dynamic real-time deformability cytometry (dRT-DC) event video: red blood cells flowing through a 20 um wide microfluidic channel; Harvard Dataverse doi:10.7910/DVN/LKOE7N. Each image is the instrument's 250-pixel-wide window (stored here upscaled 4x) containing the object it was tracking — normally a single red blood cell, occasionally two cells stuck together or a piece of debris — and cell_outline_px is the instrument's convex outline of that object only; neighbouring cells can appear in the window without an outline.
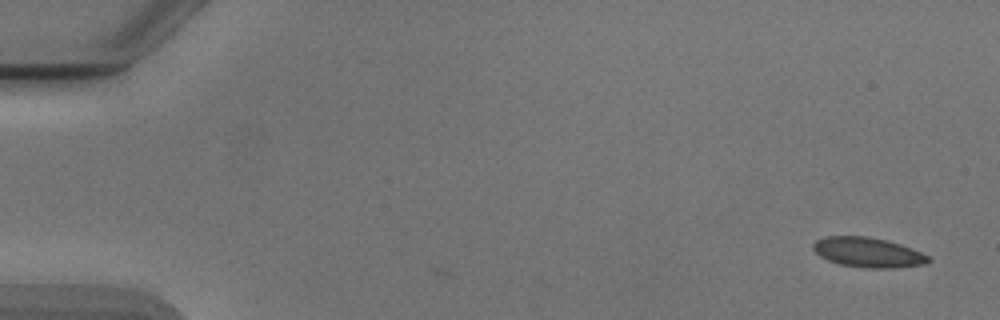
{"species": "Egyptian fruit bat (a non-hibernating species)", "species_latin": "Rousettus aegyptiacus", "temperature_condition": "cold", "stored_images_in_passage": 9, "camera_frame_rate_fps": 3000, "um_per_image_px": 0.085, "animal": {"sex": "male"}, "frame": {"image": 1, "passage_image": 1, "time_ms": 0.0, "image_size_px": [1000, 320], "cell_outline_px": [[932, 260], [928, 264], [892, 268], [868, 268], [840, 264], [828, 260], [820, 256], [812, 248], [812, 244], [816, 240], [824, 236], [868, 236], [888, 240], [912, 248], [928, 256]], "centroid_in_image_um": [73.79, 21.45], "position_along_channel_um": 11.2, "area_um2": 20.17}}